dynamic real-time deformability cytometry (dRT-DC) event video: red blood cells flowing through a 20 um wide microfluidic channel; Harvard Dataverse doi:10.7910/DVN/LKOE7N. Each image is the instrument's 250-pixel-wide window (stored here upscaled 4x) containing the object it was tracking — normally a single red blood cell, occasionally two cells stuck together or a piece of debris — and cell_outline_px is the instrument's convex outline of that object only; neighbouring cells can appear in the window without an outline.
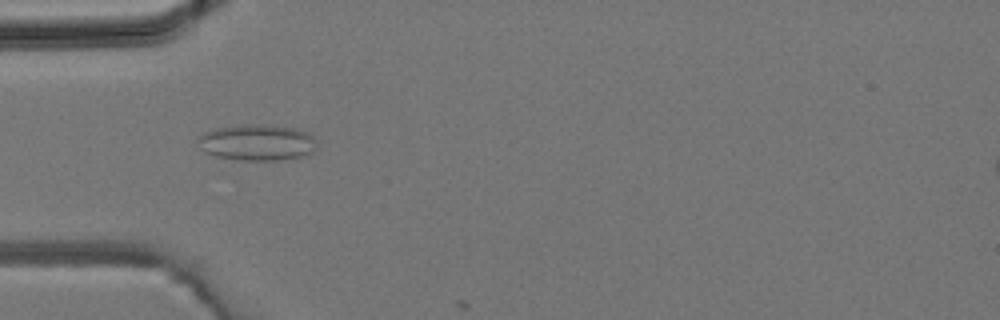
{"species": "common noctule bat (a hibernating species)", "species_latin": "Nyctalus noctula", "temperature_condition": "room temperature", "stored_images_in_passage": 15, "camera_frame_rate_fps": 3000, "um_per_image_px": 0.085, "animal": {"sex": "male", "body_mass_g": 19.2, "forearm_length_mm": 51.8}, "frame": {"image": 1, "passage_image": 14, "time_ms": 4.333, "image_size_px": [1000, 320], "cell_outline_px": [[316, 148], [312, 152], [304, 156], [284, 160], [236, 160], [216, 156], [204, 152], [200, 148], [196, 136], [204, 132], [216, 128], [244, 124], [276, 124], [292, 128], [304, 132], [312, 136], [316, 144]], "centroid_in_image_um": [21.81, 12.11], "position_along_channel_um": 63.2, "area_um2": 25.37}}